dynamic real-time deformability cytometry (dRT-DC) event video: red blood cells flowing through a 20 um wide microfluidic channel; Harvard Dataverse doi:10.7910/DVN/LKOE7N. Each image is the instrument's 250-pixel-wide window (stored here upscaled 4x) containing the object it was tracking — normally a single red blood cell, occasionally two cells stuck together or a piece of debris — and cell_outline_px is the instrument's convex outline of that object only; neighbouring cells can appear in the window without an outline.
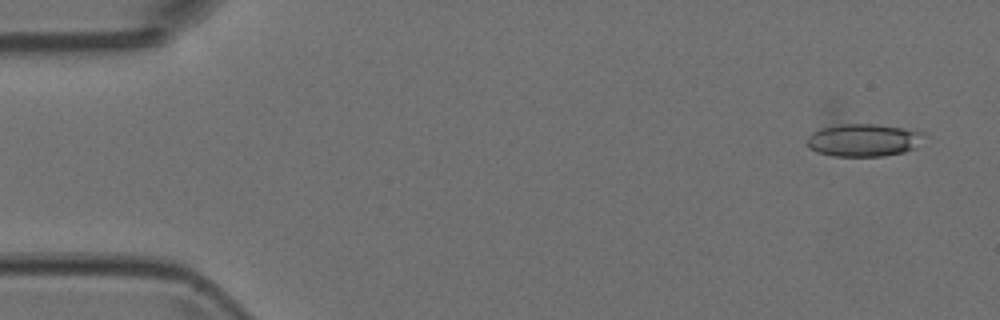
{"species": "Egyptian fruit bat (a non-hibernating species)", "species_latin": "Rousettus aegyptiacus", "temperature_condition": "room temperature", "stored_images_in_passage": 6, "camera_frame_rate_fps": 3000, "um_per_image_px": 0.085, "animal": {"sex": "female"}, "frame": {"image": 1, "passage_image": 3, "time_ms": 0.667, "image_size_px": [1000, 320], "cell_outline_px": [[928, 136], [916, 148], [904, 152], [884, 156], [832, 156], [816, 152], [808, 148], [808, 136], [824, 100], [832, 100], [924, 132]], "centroid_in_image_um": [73.04, 11.32], "position_along_channel_um": 12.0, "area_um2": 32.25}}
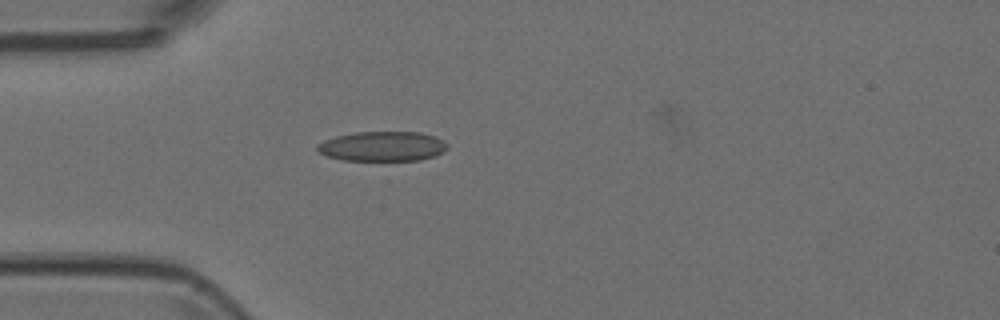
{"frame": {"image": 2, "passage_image": 6, "time_ms": 1.667, "image_size_px": [1000, 320], "cell_outline_px": [[448, 148], [444, 152], [420, 160], [340, 160], [324, 156], [316, 152], [316, 144], [324, 140], [336, 136], [356, 132], [420, 132], [436, 136], [444, 140], [448, 144]], "centroid_in_image_um": [32.48, 12.43], "position_along_channel_um": 52.5, "area_um2": 22.89}}